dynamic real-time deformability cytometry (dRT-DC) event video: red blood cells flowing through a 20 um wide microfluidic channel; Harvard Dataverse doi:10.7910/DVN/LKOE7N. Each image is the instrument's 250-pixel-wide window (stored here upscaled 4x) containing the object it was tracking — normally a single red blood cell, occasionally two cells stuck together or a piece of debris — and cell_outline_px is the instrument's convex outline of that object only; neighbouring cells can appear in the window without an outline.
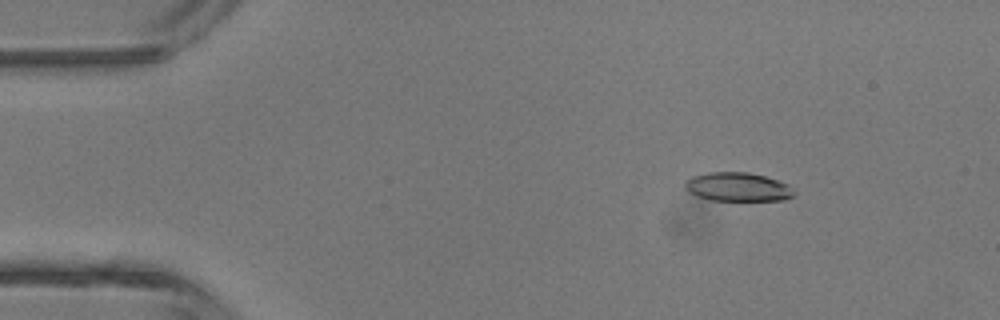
{"species": "common noctule bat (a hibernating species)", "species_latin": "Nyctalus noctula", "temperature_condition": "room temperature", "stored_images_in_passage": 43, "camera_frame_rate_fps": 3000, "um_per_image_px": 0.085, "animal": {"sex": "male", "body_mass_g": 13.3}, "frame": {"image": 1, "passage_image": 4, "time_ms": 1.0, "image_size_px": [1000, 320], "cell_outline_px": [[796, 192], [792, 196], [784, 200], [712, 200], [696, 196], [688, 192], [684, 188], [684, 184], [692, 176], [708, 172], [748, 172], [764, 176], [788, 184]], "centroid_in_image_um": [62.69, 15.89], "position_along_channel_um": 22.3, "area_um2": 18.26}}
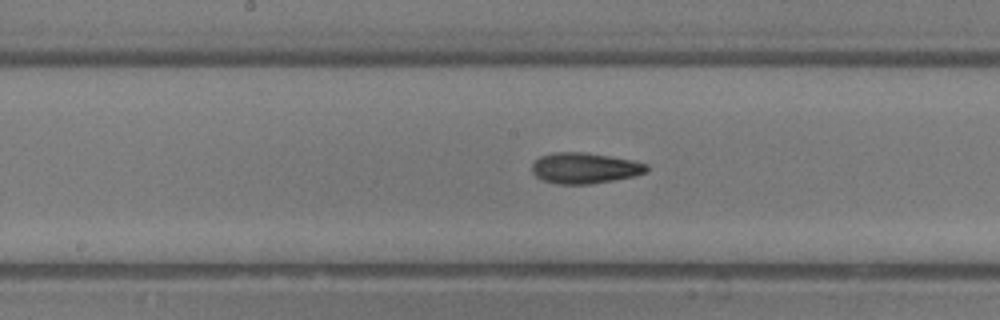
{"frame": {"image": 2, "passage_image": 21, "time_ms": 6.667, "image_size_px": [1000, 320], "cell_outline_px": [[648, 168], [644, 172], [632, 176], [612, 180], [588, 184], [556, 184], [544, 180], [536, 176], [532, 172], [532, 164], [540, 156], [552, 152], [584, 152], [632, 160], [648, 164]], "centroid_in_image_um": [49.66, 14.28], "position_along_channel_um": 198.5, "area_um2": 20.35}}
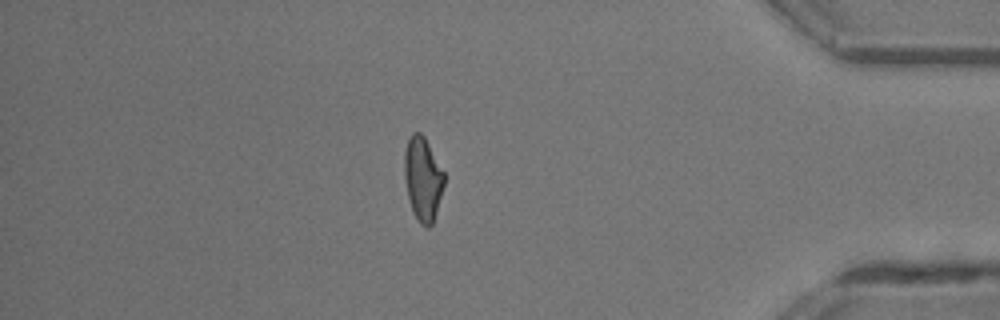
{"frame": {"image": 3, "passage_image": 37, "time_ms": 12.0, "image_size_px": [1000, 320], "cell_outline_px": [[444, 184], [436, 212], [432, 224], [428, 228], [420, 224], [412, 212], [408, 196], [404, 176], [404, 152], [408, 140], [412, 132], [420, 132], [424, 136], [444, 172]], "centroid_in_image_um": [35.92, 15.2], "position_along_channel_um": 399.3, "area_um2": 19.31}, "authors_computed_cell_mechanics": {"area_um2": 19.4786, "velocity_mm_per_s": 4.5117, "shape_relaxation_time_tau1_ms": 4.6009, "shape_relaxation_time_tau2_ms": 2.6541, "deformation_change_tau1": 0.1472, "deformation_change_tau2": 0.1142}}